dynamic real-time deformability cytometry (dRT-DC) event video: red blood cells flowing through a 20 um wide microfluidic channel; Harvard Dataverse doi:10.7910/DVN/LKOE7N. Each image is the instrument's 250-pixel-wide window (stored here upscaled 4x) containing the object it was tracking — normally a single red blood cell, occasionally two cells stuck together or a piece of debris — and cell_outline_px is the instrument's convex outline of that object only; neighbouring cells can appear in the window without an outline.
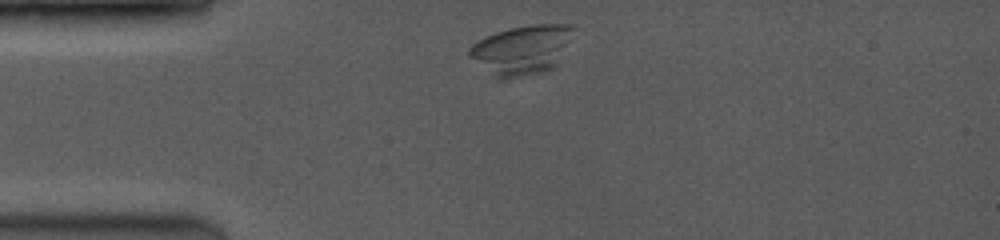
{"species": "common noctule bat (a hibernating species)", "species_latin": "Nyctalus noctula", "temperature_condition": "room temperature", "stored_images_in_passage": 8, "camera_frame_rate_fps": 3500, "um_per_image_px": 0.085, "animal": {"sex": "female", "body_mass_g": 19.0, "forearm_length_mm": 53.3}, "frame": {"image": 1, "passage_image": 2, "time_ms": 0.286, "image_size_px": [1000, 240], "cell_outline_px": [[576, 28], [572, 40], [556, 68], [548, 72], [504, 80], [500, 80], [468, 56], [468, 48], [472, 44], [496, 32], [508, 28], [532, 24], [572, 24]], "centroid_in_image_um": [44.45, 4.24], "position_along_channel_um": 40.6, "area_um2": 30.75}}